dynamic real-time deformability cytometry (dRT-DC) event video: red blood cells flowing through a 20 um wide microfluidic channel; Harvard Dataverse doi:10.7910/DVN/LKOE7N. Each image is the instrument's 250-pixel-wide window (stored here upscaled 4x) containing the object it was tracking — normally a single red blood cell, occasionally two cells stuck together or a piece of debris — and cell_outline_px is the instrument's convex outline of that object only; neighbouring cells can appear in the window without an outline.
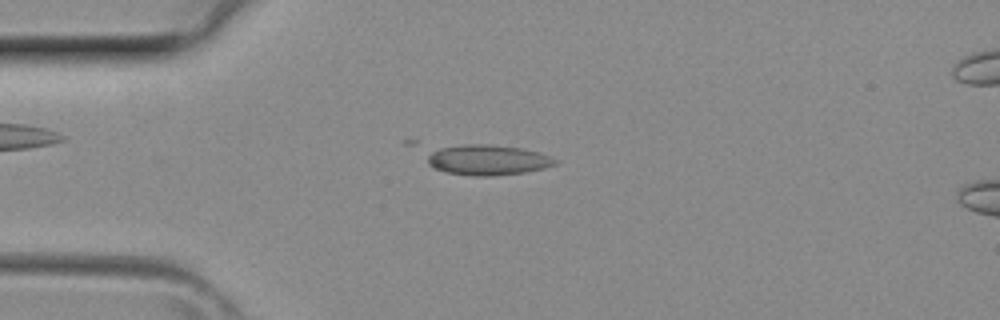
{"species": "common noctule bat (a hibernating species)", "species_latin": "Nyctalus noctula", "temperature_condition": "room temperature", "stored_images_in_passage": 2, "camera_frame_rate_fps": 3000, "um_per_image_px": 0.085, "animal": {"sex": "female", "body_mass_g": 29.2, "forearm_length_mm": 56.3}, "frame": {"image": 1, "passage_image": 1, "time_ms": 0.0, "image_size_px": [1000, 320], "cell_outline_px": [[560, 160], [556, 164], [544, 168], [524, 172], [492, 176], [472, 176], [448, 172], [432, 168], [428, 164], [428, 156], [432, 152], [440, 148], [464, 144], [488, 144], [524, 148], [540, 152]], "centroid_in_image_um": [41.5, 13.59], "position_along_channel_um": 43.5, "area_um2": 22.66}}